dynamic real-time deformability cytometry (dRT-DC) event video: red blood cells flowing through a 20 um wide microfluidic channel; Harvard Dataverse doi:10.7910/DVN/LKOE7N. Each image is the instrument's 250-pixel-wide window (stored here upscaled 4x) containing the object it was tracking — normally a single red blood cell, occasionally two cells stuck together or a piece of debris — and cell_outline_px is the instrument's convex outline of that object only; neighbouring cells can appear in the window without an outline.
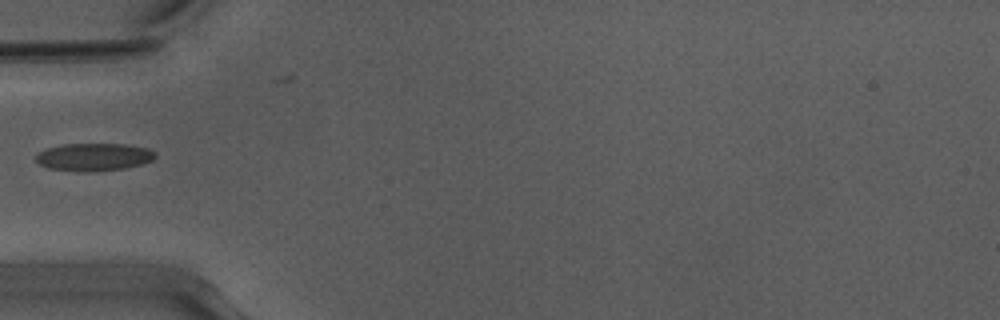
{"species": "Egyptian fruit bat (a non-hibernating species)", "species_latin": "Rousettus aegyptiacus", "temperature_condition": "warm", "stored_images_in_passage": 36, "camera_frame_rate_fps": 3000, "um_per_image_px": 0.085, "animal": {"sex": "male"}, "frame": {"image": 1, "passage_image": 1, "time_ms": 0.0, "image_size_px": [1000, 320], "cell_outline_px": [[156, 156], [152, 160], [144, 164], [124, 168], [96, 172], [80, 172], [48, 168], [40, 164], [36, 160], [36, 152], [48, 148], [64, 144], [124, 144], [148, 148], [156, 152]], "centroid_in_image_um": [7.99, 13.35], "position_along_channel_um": 77.0, "area_um2": 19.48}}
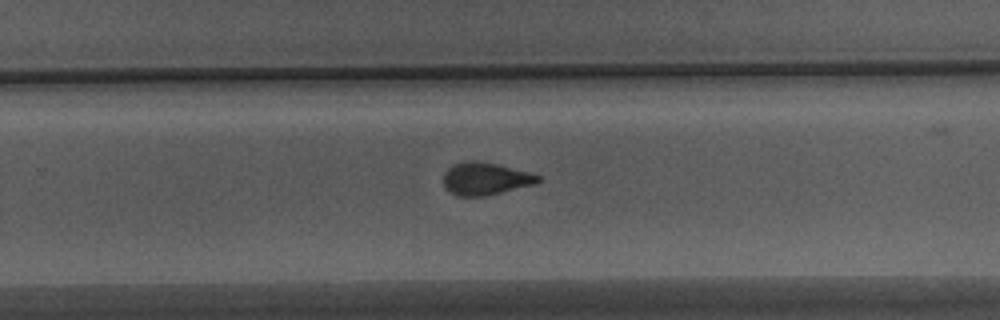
{"frame": {"image": 2, "passage_image": 17, "time_ms": 5.333, "image_size_px": [1000, 320], "cell_outline_px": [[540, 180], [536, 184], [484, 196], [456, 196], [448, 192], [444, 188], [444, 172], [448, 168], [456, 164], [468, 160], [476, 160], [496, 164], [528, 172], [540, 176]], "centroid_in_image_um": [41.22, 15.2], "position_along_channel_um": 288.6, "area_um2": 17.86}}
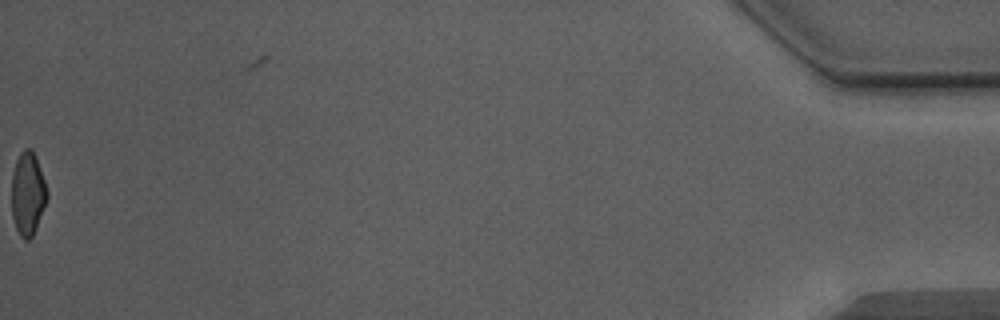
{"frame": {"image": 3, "passage_image": 36, "time_ms": 11.667, "image_size_px": [1000, 320], "cell_outline_px": [[48, 196], [36, 228], [32, 236], [28, 240], [24, 240], [20, 236], [16, 228], [12, 216], [12, 172], [16, 160], [20, 152], [24, 148], [32, 148], [36, 156], [48, 192]], "centroid_in_image_um": [2.35, 16.43], "position_along_channel_um": 432.8, "area_um2": 17.22}}